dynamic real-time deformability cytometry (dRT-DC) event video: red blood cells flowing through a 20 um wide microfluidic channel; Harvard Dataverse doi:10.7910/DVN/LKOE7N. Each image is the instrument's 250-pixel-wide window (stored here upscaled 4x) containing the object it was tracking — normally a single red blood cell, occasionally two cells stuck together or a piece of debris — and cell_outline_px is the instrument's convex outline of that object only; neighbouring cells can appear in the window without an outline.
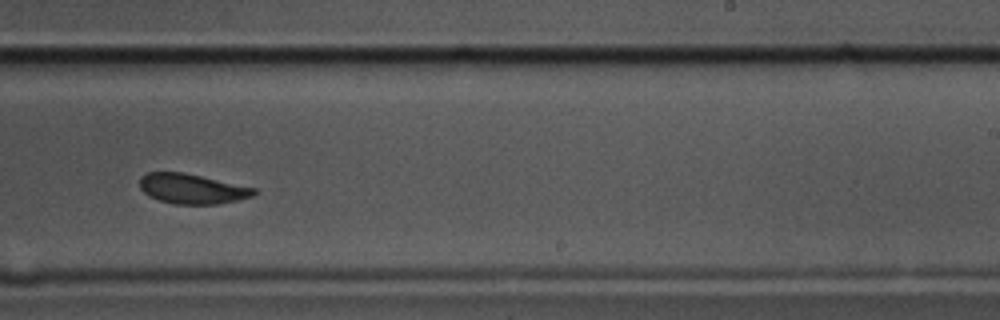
{"species": "common noctule bat (a hibernating species)", "species_latin": "Nyctalus noctula", "temperature_condition": "cold", "stored_images_in_passage": 9, "camera_frame_rate_fps": 3000, "um_per_image_px": 0.085, "animal": {"sex": "male", "body_mass_g": 17.5, "forearm_length_mm": 52.3}, "frame": {"image": 1, "passage_image": 8, "time_ms": 2.333, "image_size_px": [1000, 320], "cell_outline_px": [[256, 192], [252, 196], [220, 204], [176, 204], [160, 200], [148, 196], [140, 188], [140, 176], [148, 172], [180, 172], [200, 176], [256, 188]], "centroid_in_image_um": [16.3, 16.05], "position_along_channel_um": 272.7, "area_um2": 19.71}}
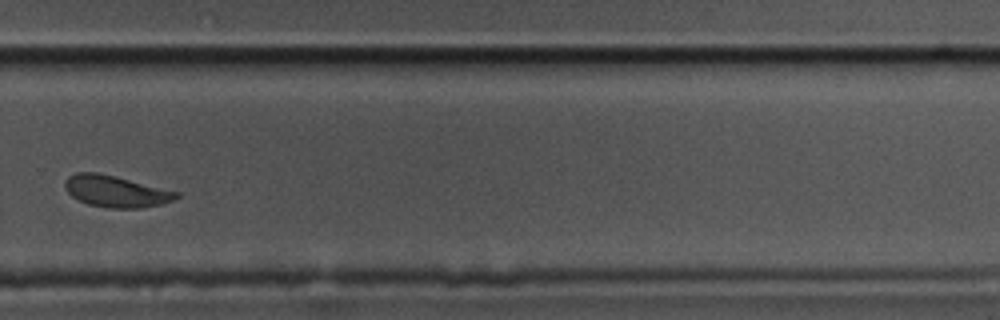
{"frame": {"image": 2, "passage_image": 9, "time_ms": 2.667, "image_size_px": [1000, 320], "cell_outline_px": [[180, 196], [164, 204], [140, 208], [108, 208], [88, 204], [72, 196], [64, 188], [64, 180], [68, 176], [76, 172], [96, 172], [116, 176], [180, 192]], "centroid_in_image_um": [9.85, 16.26], "position_along_channel_um": 319.9, "area_um2": 20.63}}